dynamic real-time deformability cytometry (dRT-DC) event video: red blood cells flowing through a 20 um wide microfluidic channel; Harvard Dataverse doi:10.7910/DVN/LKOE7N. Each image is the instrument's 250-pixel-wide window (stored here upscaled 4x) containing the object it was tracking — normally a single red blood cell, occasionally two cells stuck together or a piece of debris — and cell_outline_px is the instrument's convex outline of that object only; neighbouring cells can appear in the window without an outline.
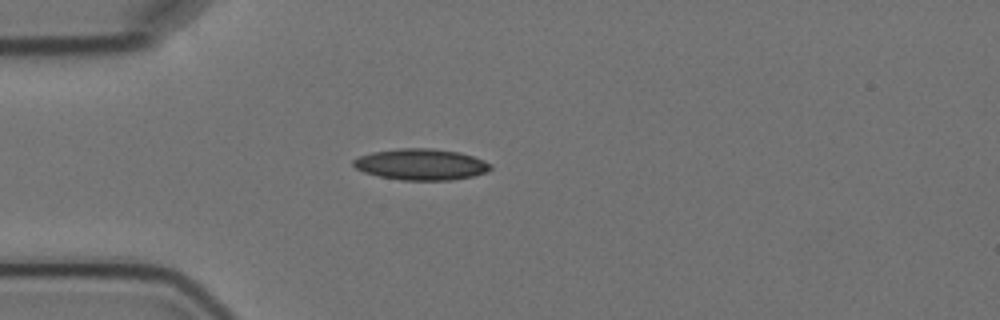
{"species": "Egyptian fruit bat (a non-hibernating species)", "species_latin": "Rousettus aegyptiacus", "temperature_condition": "cold", "stored_images_in_passage": 4, "camera_frame_rate_fps": 3000, "um_per_image_px": 0.085, "animal": {"sex": "female"}, "frame": {"image": 1, "passage_image": 4, "time_ms": 3.667, "image_size_px": [1000, 320], "cell_outline_px": [[492, 168], [484, 172], [472, 176], [452, 180], [400, 180], [380, 176], [364, 172], [356, 168], [352, 164], [352, 160], [360, 156], [372, 152], [400, 148], [432, 148], [460, 152], [484, 160], [492, 164]], "centroid_in_image_um": [35.79, 13.97], "position_along_channel_um": 49.2, "area_um2": 24.91}}